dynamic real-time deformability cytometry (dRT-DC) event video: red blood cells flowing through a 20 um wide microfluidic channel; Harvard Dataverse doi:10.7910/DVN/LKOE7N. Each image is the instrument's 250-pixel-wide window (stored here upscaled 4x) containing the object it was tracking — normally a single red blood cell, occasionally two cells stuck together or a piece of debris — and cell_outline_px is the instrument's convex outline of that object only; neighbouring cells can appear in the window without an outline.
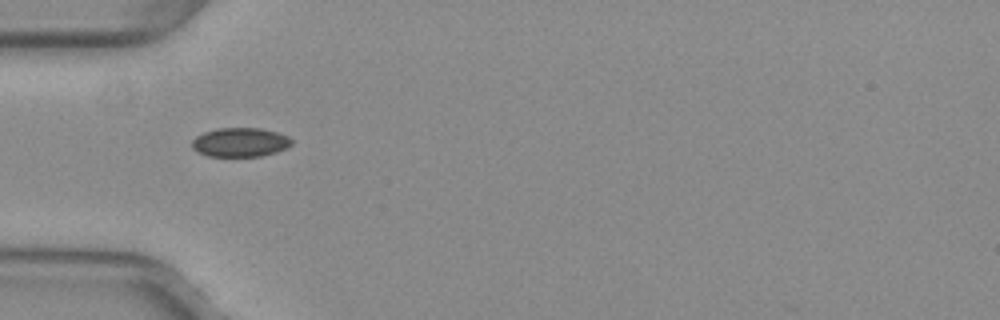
{"species": "common noctule bat (a hibernating species)", "species_latin": "Nyctalus noctula", "temperature_condition": "warm", "stored_images_in_passage": 36, "camera_frame_rate_fps": 3000, "um_per_image_px": 0.085, "animal": {"sex": "female", "body_mass_g": 29.2, "forearm_length_mm": 56.3}, "frame": {"image": 1, "passage_image": 1, "time_ms": 0.0, "image_size_px": [1000, 320], "cell_outline_px": [[292, 144], [288, 148], [276, 152], [260, 156], [208, 156], [196, 152], [192, 148], [192, 140], [196, 136], [204, 132], [216, 128], [260, 128], [276, 132], [288, 136], [292, 140]], "centroid_in_image_um": [20.4, 12.09], "position_along_channel_um": 64.6, "area_um2": 16.99}}
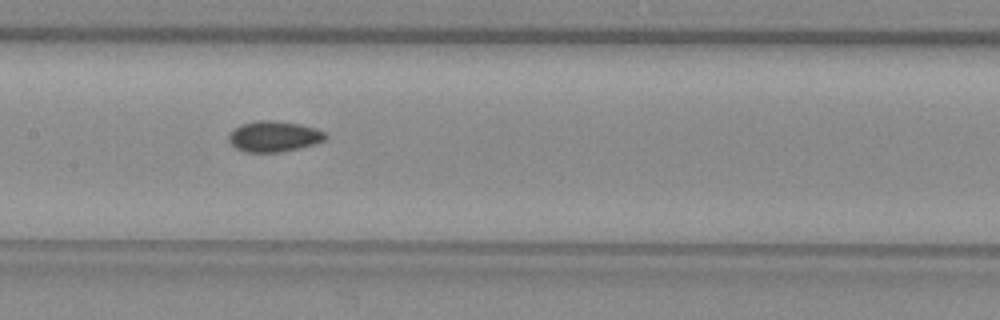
{"frame": {"image": 2, "passage_image": 10, "time_ms": 3.0, "image_size_px": [1000, 320], "cell_outline_px": [[328, 136], [324, 140], [316, 144], [300, 148], [280, 152], [244, 152], [236, 148], [228, 140], [228, 132], [240, 124], [256, 120], [272, 120], [300, 124], [316, 128], [324, 132]], "centroid_in_image_um": [23.27, 11.59], "position_along_channel_um": 184.1, "area_um2": 17.57}}
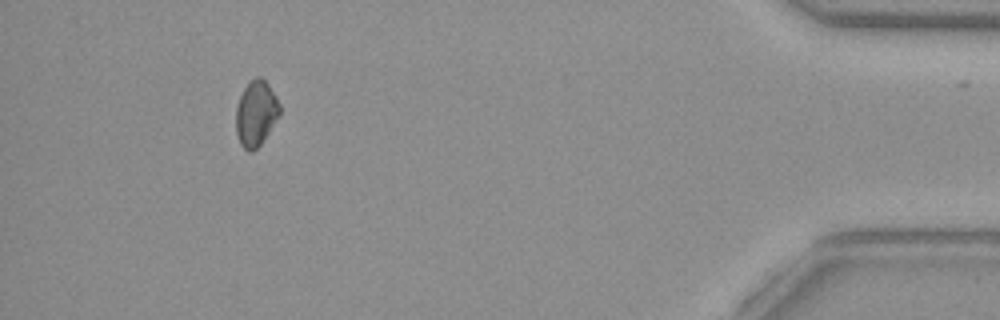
{"frame": {"image": 3, "passage_image": 32, "time_ms": 10.333, "image_size_px": [1000, 320], "cell_outline_px": [[280, 116], [260, 144], [252, 152], [248, 152], [240, 144], [236, 132], [236, 108], [240, 96], [244, 88], [256, 76], [260, 76], [268, 84], [276, 96], [280, 104]], "centroid_in_image_um": [21.76, 9.64], "position_along_channel_um": 413.4, "area_um2": 16.65}}